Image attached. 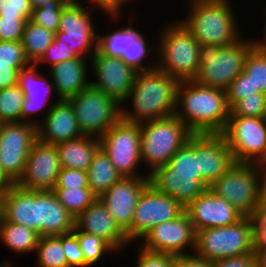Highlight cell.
Returning <instances> with one entry per match:
<instances>
[{
  "mask_svg": "<svg viewBox=\"0 0 266 267\" xmlns=\"http://www.w3.org/2000/svg\"><path fill=\"white\" fill-rule=\"evenodd\" d=\"M175 115L192 134H221L230 116L226 92L193 80L181 81Z\"/></svg>",
  "mask_w": 266,
  "mask_h": 267,
  "instance_id": "cell-1",
  "label": "cell"
},
{
  "mask_svg": "<svg viewBox=\"0 0 266 267\" xmlns=\"http://www.w3.org/2000/svg\"><path fill=\"white\" fill-rule=\"evenodd\" d=\"M178 84L176 78L158 69L138 72L127 99L121 105V118L141 123L174 115ZM127 103L132 108H125Z\"/></svg>",
  "mask_w": 266,
  "mask_h": 267,
  "instance_id": "cell-2",
  "label": "cell"
},
{
  "mask_svg": "<svg viewBox=\"0 0 266 267\" xmlns=\"http://www.w3.org/2000/svg\"><path fill=\"white\" fill-rule=\"evenodd\" d=\"M188 5L181 22L200 45L224 47L244 37L230 0H190Z\"/></svg>",
  "mask_w": 266,
  "mask_h": 267,
  "instance_id": "cell-3",
  "label": "cell"
},
{
  "mask_svg": "<svg viewBox=\"0 0 266 267\" xmlns=\"http://www.w3.org/2000/svg\"><path fill=\"white\" fill-rule=\"evenodd\" d=\"M157 39V69L179 82L193 80L199 69L200 44L179 20L163 25Z\"/></svg>",
  "mask_w": 266,
  "mask_h": 267,
  "instance_id": "cell-4",
  "label": "cell"
},
{
  "mask_svg": "<svg viewBox=\"0 0 266 267\" xmlns=\"http://www.w3.org/2000/svg\"><path fill=\"white\" fill-rule=\"evenodd\" d=\"M257 43V39L242 37L234 44L224 47L200 45L199 69L193 81L226 90L243 72L247 55Z\"/></svg>",
  "mask_w": 266,
  "mask_h": 267,
  "instance_id": "cell-5",
  "label": "cell"
},
{
  "mask_svg": "<svg viewBox=\"0 0 266 267\" xmlns=\"http://www.w3.org/2000/svg\"><path fill=\"white\" fill-rule=\"evenodd\" d=\"M140 158L150 174L167 165L171 157L188 141L192 133L174 114L170 117L140 123Z\"/></svg>",
  "mask_w": 266,
  "mask_h": 267,
  "instance_id": "cell-6",
  "label": "cell"
},
{
  "mask_svg": "<svg viewBox=\"0 0 266 267\" xmlns=\"http://www.w3.org/2000/svg\"><path fill=\"white\" fill-rule=\"evenodd\" d=\"M249 253H253L251 233L245 217L229 226L206 228L196 232L193 254L210 263Z\"/></svg>",
  "mask_w": 266,
  "mask_h": 267,
  "instance_id": "cell-7",
  "label": "cell"
},
{
  "mask_svg": "<svg viewBox=\"0 0 266 267\" xmlns=\"http://www.w3.org/2000/svg\"><path fill=\"white\" fill-rule=\"evenodd\" d=\"M263 181V175L254 163L235 162L209 189L245 217L261 203Z\"/></svg>",
  "mask_w": 266,
  "mask_h": 267,
  "instance_id": "cell-8",
  "label": "cell"
},
{
  "mask_svg": "<svg viewBox=\"0 0 266 267\" xmlns=\"http://www.w3.org/2000/svg\"><path fill=\"white\" fill-rule=\"evenodd\" d=\"M141 129L140 123L128 122L120 118L100 137V148L110 158L121 177H149L139 167Z\"/></svg>",
  "mask_w": 266,
  "mask_h": 267,
  "instance_id": "cell-9",
  "label": "cell"
},
{
  "mask_svg": "<svg viewBox=\"0 0 266 267\" xmlns=\"http://www.w3.org/2000/svg\"><path fill=\"white\" fill-rule=\"evenodd\" d=\"M130 14L129 21L131 22L126 27L110 29L111 32L105 35L97 34V51L108 57L121 58L137 72L155 70L157 69V63L151 62V64H148L144 59L149 58L151 53L157 54V46L153 47L154 51L141 30L139 31L132 26V22L136 18L133 14L136 13L133 10Z\"/></svg>",
  "mask_w": 266,
  "mask_h": 267,
  "instance_id": "cell-10",
  "label": "cell"
},
{
  "mask_svg": "<svg viewBox=\"0 0 266 267\" xmlns=\"http://www.w3.org/2000/svg\"><path fill=\"white\" fill-rule=\"evenodd\" d=\"M88 2H67L54 41L64 50H75L81 57H92L97 51V25ZM96 25V26H95Z\"/></svg>",
  "mask_w": 266,
  "mask_h": 267,
  "instance_id": "cell-11",
  "label": "cell"
},
{
  "mask_svg": "<svg viewBox=\"0 0 266 267\" xmlns=\"http://www.w3.org/2000/svg\"><path fill=\"white\" fill-rule=\"evenodd\" d=\"M83 135L100 138L121 118V105L92 86L68 99Z\"/></svg>",
  "mask_w": 266,
  "mask_h": 267,
  "instance_id": "cell-12",
  "label": "cell"
},
{
  "mask_svg": "<svg viewBox=\"0 0 266 267\" xmlns=\"http://www.w3.org/2000/svg\"><path fill=\"white\" fill-rule=\"evenodd\" d=\"M184 211L185 208L173 197L159 192L148 184L140 194L131 227L125 235L130 244L139 243L153 227L177 218Z\"/></svg>",
  "mask_w": 266,
  "mask_h": 267,
  "instance_id": "cell-13",
  "label": "cell"
},
{
  "mask_svg": "<svg viewBox=\"0 0 266 267\" xmlns=\"http://www.w3.org/2000/svg\"><path fill=\"white\" fill-rule=\"evenodd\" d=\"M37 140V127L22 121L0 124V167L16 184L23 175L28 154Z\"/></svg>",
  "mask_w": 266,
  "mask_h": 267,
  "instance_id": "cell-14",
  "label": "cell"
},
{
  "mask_svg": "<svg viewBox=\"0 0 266 267\" xmlns=\"http://www.w3.org/2000/svg\"><path fill=\"white\" fill-rule=\"evenodd\" d=\"M195 238L191 219L184 211L177 218L153 227L136 245L150 252L184 256L193 254Z\"/></svg>",
  "mask_w": 266,
  "mask_h": 267,
  "instance_id": "cell-15",
  "label": "cell"
},
{
  "mask_svg": "<svg viewBox=\"0 0 266 267\" xmlns=\"http://www.w3.org/2000/svg\"><path fill=\"white\" fill-rule=\"evenodd\" d=\"M221 134L237 163H255L266 146V122L261 117H229Z\"/></svg>",
  "mask_w": 266,
  "mask_h": 267,
  "instance_id": "cell-16",
  "label": "cell"
},
{
  "mask_svg": "<svg viewBox=\"0 0 266 267\" xmlns=\"http://www.w3.org/2000/svg\"><path fill=\"white\" fill-rule=\"evenodd\" d=\"M90 59L92 78H94L91 80V86L122 105L132 89L138 72L121 58L108 57L98 51Z\"/></svg>",
  "mask_w": 266,
  "mask_h": 267,
  "instance_id": "cell-17",
  "label": "cell"
},
{
  "mask_svg": "<svg viewBox=\"0 0 266 267\" xmlns=\"http://www.w3.org/2000/svg\"><path fill=\"white\" fill-rule=\"evenodd\" d=\"M38 68L39 66L36 63H30L21 68L18 71L17 80V85L25 96L22 103L21 121L33 124L36 127L41 123V120H37V117L35 118L34 116L43 114L44 118L56 103L55 101L53 103L50 101L52 100L50 99L52 98L51 95L55 92L54 84L49 79L50 76H47L48 74L43 75V72L40 74Z\"/></svg>",
  "mask_w": 266,
  "mask_h": 267,
  "instance_id": "cell-18",
  "label": "cell"
},
{
  "mask_svg": "<svg viewBox=\"0 0 266 267\" xmlns=\"http://www.w3.org/2000/svg\"><path fill=\"white\" fill-rule=\"evenodd\" d=\"M61 170L56 145L34 142L22 178L16 183L29 190H52Z\"/></svg>",
  "mask_w": 266,
  "mask_h": 267,
  "instance_id": "cell-19",
  "label": "cell"
},
{
  "mask_svg": "<svg viewBox=\"0 0 266 267\" xmlns=\"http://www.w3.org/2000/svg\"><path fill=\"white\" fill-rule=\"evenodd\" d=\"M148 184L149 177H122L99 197L124 233L131 227L137 201Z\"/></svg>",
  "mask_w": 266,
  "mask_h": 267,
  "instance_id": "cell-20",
  "label": "cell"
},
{
  "mask_svg": "<svg viewBox=\"0 0 266 267\" xmlns=\"http://www.w3.org/2000/svg\"><path fill=\"white\" fill-rule=\"evenodd\" d=\"M185 211L195 232L206 228L229 226L244 217L230 202L217 196L209 188L192 201Z\"/></svg>",
  "mask_w": 266,
  "mask_h": 267,
  "instance_id": "cell-21",
  "label": "cell"
},
{
  "mask_svg": "<svg viewBox=\"0 0 266 267\" xmlns=\"http://www.w3.org/2000/svg\"><path fill=\"white\" fill-rule=\"evenodd\" d=\"M235 163L222 134H198L199 181L208 188Z\"/></svg>",
  "mask_w": 266,
  "mask_h": 267,
  "instance_id": "cell-22",
  "label": "cell"
},
{
  "mask_svg": "<svg viewBox=\"0 0 266 267\" xmlns=\"http://www.w3.org/2000/svg\"><path fill=\"white\" fill-rule=\"evenodd\" d=\"M75 226L87 234L101 237L118 253L131 245L99 198L75 219Z\"/></svg>",
  "mask_w": 266,
  "mask_h": 267,
  "instance_id": "cell-23",
  "label": "cell"
},
{
  "mask_svg": "<svg viewBox=\"0 0 266 267\" xmlns=\"http://www.w3.org/2000/svg\"><path fill=\"white\" fill-rule=\"evenodd\" d=\"M81 136L83 134L68 100L58 99L37 126V139L47 144L58 145Z\"/></svg>",
  "mask_w": 266,
  "mask_h": 267,
  "instance_id": "cell-24",
  "label": "cell"
},
{
  "mask_svg": "<svg viewBox=\"0 0 266 267\" xmlns=\"http://www.w3.org/2000/svg\"><path fill=\"white\" fill-rule=\"evenodd\" d=\"M37 233L42 236L68 234L75 228V218L60 204L52 190H36Z\"/></svg>",
  "mask_w": 266,
  "mask_h": 267,
  "instance_id": "cell-25",
  "label": "cell"
},
{
  "mask_svg": "<svg viewBox=\"0 0 266 267\" xmlns=\"http://www.w3.org/2000/svg\"><path fill=\"white\" fill-rule=\"evenodd\" d=\"M90 58H74L59 62L48 68L55 94L60 100H68L91 86L89 73Z\"/></svg>",
  "mask_w": 266,
  "mask_h": 267,
  "instance_id": "cell-26",
  "label": "cell"
},
{
  "mask_svg": "<svg viewBox=\"0 0 266 267\" xmlns=\"http://www.w3.org/2000/svg\"><path fill=\"white\" fill-rule=\"evenodd\" d=\"M1 216L8 222L23 225L37 232L36 190L14 184L1 198Z\"/></svg>",
  "mask_w": 266,
  "mask_h": 267,
  "instance_id": "cell-27",
  "label": "cell"
},
{
  "mask_svg": "<svg viewBox=\"0 0 266 267\" xmlns=\"http://www.w3.org/2000/svg\"><path fill=\"white\" fill-rule=\"evenodd\" d=\"M61 168L87 172L92 159L100 149V138L83 135L56 145Z\"/></svg>",
  "mask_w": 266,
  "mask_h": 267,
  "instance_id": "cell-28",
  "label": "cell"
},
{
  "mask_svg": "<svg viewBox=\"0 0 266 267\" xmlns=\"http://www.w3.org/2000/svg\"><path fill=\"white\" fill-rule=\"evenodd\" d=\"M149 184L173 197L184 208L208 189L202 181L183 176H149Z\"/></svg>",
  "mask_w": 266,
  "mask_h": 267,
  "instance_id": "cell-29",
  "label": "cell"
},
{
  "mask_svg": "<svg viewBox=\"0 0 266 267\" xmlns=\"http://www.w3.org/2000/svg\"><path fill=\"white\" fill-rule=\"evenodd\" d=\"M149 176H183L199 180L198 134H192L167 165L155 168Z\"/></svg>",
  "mask_w": 266,
  "mask_h": 267,
  "instance_id": "cell-30",
  "label": "cell"
},
{
  "mask_svg": "<svg viewBox=\"0 0 266 267\" xmlns=\"http://www.w3.org/2000/svg\"><path fill=\"white\" fill-rule=\"evenodd\" d=\"M39 238L34 230L0 217V241L15 254L35 253Z\"/></svg>",
  "mask_w": 266,
  "mask_h": 267,
  "instance_id": "cell-31",
  "label": "cell"
},
{
  "mask_svg": "<svg viewBox=\"0 0 266 267\" xmlns=\"http://www.w3.org/2000/svg\"><path fill=\"white\" fill-rule=\"evenodd\" d=\"M87 178L89 188L99 198L122 177L111 163L110 158L100 148L87 170Z\"/></svg>",
  "mask_w": 266,
  "mask_h": 267,
  "instance_id": "cell-32",
  "label": "cell"
},
{
  "mask_svg": "<svg viewBox=\"0 0 266 267\" xmlns=\"http://www.w3.org/2000/svg\"><path fill=\"white\" fill-rule=\"evenodd\" d=\"M54 38L55 32L27 20L21 43L29 62L36 63L52 44Z\"/></svg>",
  "mask_w": 266,
  "mask_h": 267,
  "instance_id": "cell-33",
  "label": "cell"
},
{
  "mask_svg": "<svg viewBox=\"0 0 266 267\" xmlns=\"http://www.w3.org/2000/svg\"><path fill=\"white\" fill-rule=\"evenodd\" d=\"M35 253L37 267H69L62 247V235L40 237Z\"/></svg>",
  "mask_w": 266,
  "mask_h": 267,
  "instance_id": "cell-34",
  "label": "cell"
},
{
  "mask_svg": "<svg viewBox=\"0 0 266 267\" xmlns=\"http://www.w3.org/2000/svg\"><path fill=\"white\" fill-rule=\"evenodd\" d=\"M243 72L259 93L266 94V42H258L249 51Z\"/></svg>",
  "mask_w": 266,
  "mask_h": 267,
  "instance_id": "cell-35",
  "label": "cell"
},
{
  "mask_svg": "<svg viewBox=\"0 0 266 267\" xmlns=\"http://www.w3.org/2000/svg\"><path fill=\"white\" fill-rule=\"evenodd\" d=\"M79 241L80 249L83 251L85 258V267H93L95 264H98L99 261L103 258V255L107 256V253L110 255H117V251L105 240L96 235L87 234L83 231H80L76 226L72 231ZM98 262V263H97Z\"/></svg>",
  "mask_w": 266,
  "mask_h": 267,
  "instance_id": "cell-36",
  "label": "cell"
},
{
  "mask_svg": "<svg viewBox=\"0 0 266 267\" xmlns=\"http://www.w3.org/2000/svg\"><path fill=\"white\" fill-rule=\"evenodd\" d=\"M60 204L76 219L98 197L90 188L52 189Z\"/></svg>",
  "mask_w": 266,
  "mask_h": 267,
  "instance_id": "cell-37",
  "label": "cell"
},
{
  "mask_svg": "<svg viewBox=\"0 0 266 267\" xmlns=\"http://www.w3.org/2000/svg\"><path fill=\"white\" fill-rule=\"evenodd\" d=\"M24 93L16 84L0 89V123L21 121Z\"/></svg>",
  "mask_w": 266,
  "mask_h": 267,
  "instance_id": "cell-38",
  "label": "cell"
},
{
  "mask_svg": "<svg viewBox=\"0 0 266 267\" xmlns=\"http://www.w3.org/2000/svg\"><path fill=\"white\" fill-rule=\"evenodd\" d=\"M251 233V247L255 256L266 251V208L260 203L245 216Z\"/></svg>",
  "mask_w": 266,
  "mask_h": 267,
  "instance_id": "cell-39",
  "label": "cell"
},
{
  "mask_svg": "<svg viewBox=\"0 0 266 267\" xmlns=\"http://www.w3.org/2000/svg\"><path fill=\"white\" fill-rule=\"evenodd\" d=\"M66 3L65 0L47 1L40 8L33 9L30 21L56 33L59 29L62 9Z\"/></svg>",
  "mask_w": 266,
  "mask_h": 267,
  "instance_id": "cell-40",
  "label": "cell"
},
{
  "mask_svg": "<svg viewBox=\"0 0 266 267\" xmlns=\"http://www.w3.org/2000/svg\"><path fill=\"white\" fill-rule=\"evenodd\" d=\"M29 64L21 41H0V68L14 67L19 71Z\"/></svg>",
  "mask_w": 266,
  "mask_h": 267,
  "instance_id": "cell-41",
  "label": "cell"
},
{
  "mask_svg": "<svg viewBox=\"0 0 266 267\" xmlns=\"http://www.w3.org/2000/svg\"><path fill=\"white\" fill-rule=\"evenodd\" d=\"M265 94L255 93L238 101L231 109L229 117H262Z\"/></svg>",
  "mask_w": 266,
  "mask_h": 267,
  "instance_id": "cell-42",
  "label": "cell"
},
{
  "mask_svg": "<svg viewBox=\"0 0 266 267\" xmlns=\"http://www.w3.org/2000/svg\"><path fill=\"white\" fill-rule=\"evenodd\" d=\"M225 92L230 109L245 97L254 96L255 93H259L257 88L253 87L249 77L244 72H241L232 81Z\"/></svg>",
  "mask_w": 266,
  "mask_h": 267,
  "instance_id": "cell-43",
  "label": "cell"
},
{
  "mask_svg": "<svg viewBox=\"0 0 266 267\" xmlns=\"http://www.w3.org/2000/svg\"><path fill=\"white\" fill-rule=\"evenodd\" d=\"M138 254L135 267H174L175 256L168 253H157L137 247Z\"/></svg>",
  "mask_w": 266,
  "mask_h": 267,
  "instance_id": "cell-44",
  "label": "cell"
},
{
  "mask_svg": "<svg viewBox=\"0 0 266 267\" xmlns=\"http://www.w3.org/2000/svg\"><path fill=\"white\" fill-rule=\"evenodd\" d=\"M89 188L87 172L70 168H61L53 189Z\"/></svg>",
  "mask_w": 266,
  "mask_h": 267,
  "instance_id": "cell-45",
  "label": "cell"
},
{
  "mask_svg": "<svg viewBox=\"0 0 266 267\" xmlns=\"http://www.w3.org/2000/svg\"><path fill=\"white\" fill-rule=\"evenodd\" d=\"M26 21L24 17H0V41H21Z\"/></svg>",
  "mask_w": 266,
  "mask_h": 267,
  "instance_id": "cell-46",
  "label": "cell"
},
{
  "mask_svg": "<svg viewBox=\"0 0 266 267\" xmlns=\"http://www.w3.org/2000/svg\"><path fill=\"white\" fill-rule=\"evenodd\" d=\"M62 247L69 267H85L83 251L73 232L62 235Z\"/></svg>",
  "mask_w": 266,
  "mask_h": 267,
  "instance_id": "cell-47",
  "label": "cell"
},
{
  "mask_svg": "<svg viewBox=\"0 0 266 267\" xmlns=\"http://www.w3.org/2000/svg\"><path fill=\"white\" fill-rule=\"evenodd\" d=\"M74 58L84 57H81L75 50H64L62 47L58 46L55 41H53L52 44L49 45L48 49L44 52V54L40 57V59L36 62V64L40 67L42 63H44L47 66L49 65L50 68L51 66L56 65L59 62L71 60Z\"/></svg>",
  "mask_w": 266,
  "mask_h": 267,
  "instance_id": "cell-48",
  "label": "cell"
},
{
  "mask_svg": "<svg viewBox=\"0 0 266 267\" xmlns=\"http://www.w3.org/2000/svg\"><path fill=\"white\" fill-rule=\"evenodd\" d=\"M88 1V5L87 7L91 9L96 10V8H98L99 10H102V12H105L104 14H106V16L108 15V19H112V21L114 20V22H116L117 20H119L121 17H123L121 14L124 13L123 12V6H125L126 4H128L127 2H130L129 0H86ZM78 2H82V0L78 1ZM125 4V5H124ZM91 5V6H89ZM93 6H95L93 8ZM122 11V12H121ZM110 17V18H109ZM117 18V20H116Z\"/></svg>",
  "mask_w": 266,
  "mask_h": 267,
  "instance_id": "cell-49",
  "label": "cell"
},
{
  "mask_svg": "<svg viewBox=\"0 0 266 267\" xmlns=\"http://www.w3.org/2000/svg\"><path fill=\"white\" fill-rule=\"evenodd\" d=\"M32 11L30 0H7L0 10V17H24L30 20Z\"/></svg>",
  "mask_w": 266,
  "mask_h": 267,
  "instance_id": "cell-50",
  "label": "cell"
},
{
  "mask_svg": "<svg viewBox=\"0 0 266 267\" xmlns=\"http://www.w3.org/2000/svg\"><path fill=\"white\" fill-rule=\"evenodd\" d=\"M212 267H259V257L253 253L229 257L212 263Z\"/></svg>",
  "mask_w": 266,
  "mask_h": 267,
  "instance_id": "cell-51",
  "label": "cell"
},
{
  "mask_svg": "<svg viewBox=\"0 0 266 267\" xmlns=\"http://www.w3.org/2000/svg\"><path fill=\"white\" fill-rule=\"evenodd\" d=\"M174 267H212V263L192 255L175 256Z\"/></svg>",
  "mask_w": 266,
  "mask_h": 267,
  "instance_id": "cell-52",
  "label": "cell"
},
{
  "mask_svg": "<svg viewBox=\"0 0 266 267\" xmlns=\"http://www.w3.org/2000/svg\"><path fill=\"white\" fill-rule=\"evenodd\" d=\"M18 70L14 67L0 68V89L17 84Z\"/></svg>",
  "mask_w": 266,
  "mask_h": 267,
  "instance_id": "cell-53",
  "label": "cell"
},
{
  "mask_svg": "<svg viewBox=\"0 0 266 267\" xmlns=\"http://www.w3.org/2000/svg\"><path fill=\"white\" fill-rule=\"evenodd\" d=\"M14 185L0 167V196L3 197Z\"/></svg>",
  "mask_w": 266,
  "mask_h": 267,
  "instance_id": "cell-54",
  "label": "cell"
},
{
  "mask_svg": "<svg viewBox=\"0 0 266 267\" xmlns=\"http://www.w3.org/2000/svg\"><path fill=\"white\" fill-rule=\"evenodd\" d=\"M254 165L262 173L263 178L266 179V146H265L263 153L258 158V160L254 163Z\"/></svg>",
  "mask_w": 266,
  "mask_h": 267,
  "instance_id": "cell-55",
  "label": "cell"
},
{
  "mask_svg": "<svg viewBox=\"0 0 266 267\" xmlns=\"http://www.w3.org/2000/svg\"><path fill=\"white\" fill-rule=\"evenodd\" d=\"M261 204L266 208V179H264L261 188Z\"/></svg>",
  "mask_w": 266,
  "mask_h": 267,
  "instance_id": "cell-56",
  "label": "cell"
},
{
  "mask_svg": "<svg viewBox=\"0 0 266 267\" xmlns=\"http://www.w3.org/2000/svg\"><path fill=\"white\" fill-rule=\"evenodd\" d=\"M32 9L40 8L43 4L50 0H30Z\"/></svg>",
  "mask_w": 266,
  "mask_h": 267,
  "instance_id": "cell-57",
  "label": "cell"
},
{
  "mask_svg": "<svg viewBox=\"0 0 266 267\" xmlns=\"http://www.w3.org/2000/svg\"><path fill=\"white\" fill-rule=\"evenodd\" d=\"M259 267H266V251L259 256Z\"/></svg>",
  "mask_w": 266,
  "mask_h": 267,
  "instance_id": "cell-58",
  "label": "cell"
},
{
  "mask_svg": "<svg viewBox=\"0 0 266 267\" xmlns=\"http://www.w3.org/2000/svg\"><path fill=\"white\" fill-rule=\"evenodd\" d=\"M0 267H14V264L9 262L8 260L7 261H0Z\"/></svg>",
  "mask_w": 266,
  "mask_h": 267,
  "instance_id": "cell-59",
  "label": "cell"
},
{
  "mask_svg": "<svg viewBox=\"0 0 266 267\" xmlns=\"http://www.w3.org/2000/svg\"><path fill=\"white\" fill-rule=\"evenodd\" d=\"M266 10V9H265ZM264 14H266V12L264 13ZM265 17H266V15H265ZM266 21V20H265ZM265 30H264V33H263V35H262V38L261 39H257L258 40V42H266V22H265Z\"/></svg>",
  "mask_w": 266,
  "mask_h": 267,
  "instance_id": "cell-60",
  "label": "cell"
},
{
  "mask_svg": "<svg viewBox=\"0 0 266 267\" xmlns=\"http://www.w3.org/2000/svg\"><path fill=\"white\" fill-rule=\"evenodd\" d=\"M261 118L266 122V94L264 98V111Z\"/></svg>",
  "mask_w": 266,
  "mask_h": 267,
  "instance_id": "cell-61",
  "label": "cell"
},
{
  "mask_svg": "<svg viewBox=\"0 0 266 267\" xmlns=\"http://www.w3.org/2000/svg\"><path fill=\"white\" fill-rule=\"evenodd\" d=\"M5 1H7V0H0V10L3 8Z\"/></svg>",
  "mask_w": 266,
  "mask_h": 267,
  "instance_id": "cell-62",
  "label": "cell"
},
{
  "mask_svg": "<svg viewBox=\"0 0 266 267\" xmlns=\"http://www.w3.org/2000/svg\"><path fill=\"white\" fill-rule=\"evenodd\" d=\"M66 2H78L79 0H65Z\"/></svg>",
  "mask_w": 266,
  "mask_h": 267,
  "instance_id": "cell-63",
  "label": "cell"
},
{
  "mask_svg": "<svg viewBox=\"0 0 266 267\" xmlns=\"http://www.w3.org/2000/svg\"><path fill=\"white\" fill-rule=\"evenodd\" d=\"M1 198H2V197L0 196V211H1Z\"/></svg>",
  "mask_w": 266,
  "mask_h": 267,
  "instance_id": "cell-64",
  "label": "cell"
}]
</instances>
